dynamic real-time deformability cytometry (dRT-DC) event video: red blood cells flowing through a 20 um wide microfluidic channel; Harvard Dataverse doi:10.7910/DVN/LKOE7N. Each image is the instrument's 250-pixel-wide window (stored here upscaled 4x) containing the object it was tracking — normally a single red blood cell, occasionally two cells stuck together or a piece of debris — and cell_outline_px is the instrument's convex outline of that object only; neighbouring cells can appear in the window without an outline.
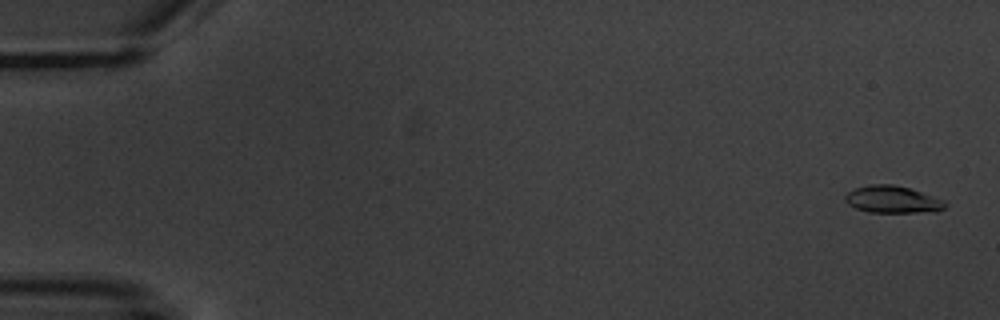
{"species": "common noctule bat (a hibernating species)", "species_latin": "Nyctalus noctula", "temperature_condition": "warm", "stored_images_in_passage": 4, "segment_of_instrument_passage": [2, 2], "camera_frame_rate_fps": 3000, "um_per_image_px": 0.085, "animal": {"sex": "male", "body_mass_g": 20.1, "forearm_length_mm": 53.5}, "frame": {"image": 1, "passage_image": 4, "time_ms": 6.0, "image_size_px": [1000, 320], "cell_outline_px": [[948, 204], [944, 208], [936, 212], [868, 212], [856, 208], [848, 204], [844, 200], [844, 196], [848, 192], [856, 188], [868, 184], [892, 184], [912, 188], [944, 200]], "centroid_in_image_um": [75.89, 16.95], "position_along_channel_um": 9.1, "area_um2": 16.01}}